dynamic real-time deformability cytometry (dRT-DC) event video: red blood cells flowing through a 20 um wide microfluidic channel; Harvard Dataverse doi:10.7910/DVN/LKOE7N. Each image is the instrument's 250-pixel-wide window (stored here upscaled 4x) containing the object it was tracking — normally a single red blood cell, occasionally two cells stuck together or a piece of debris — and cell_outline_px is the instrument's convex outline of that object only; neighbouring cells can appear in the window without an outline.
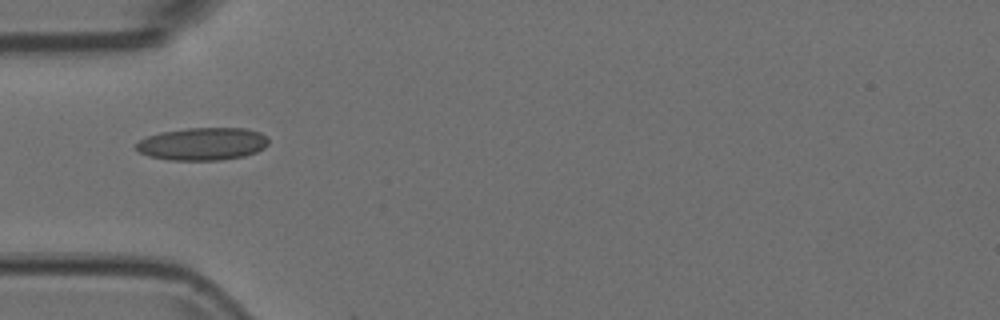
{"species": "Egyptian fruit bat (a non-hibernating species)", "species_latin": "Rousettus aegyptiacus", "temperature_condition": "room temperature", "stored_images_in_passage": 38, "camera_frame_rate_fps": 3000, "um_per_image_px": 0.085, "animal": {"sex": "female"}, "frame": {"image": 1, "passage_image": 1, "time_ms": 0.0, "image_size_px": [1000, 320], "cell_outline_px": [[268, 144], [264, 148], [256, 152], [244, 156], [220, 160], [168, 160], [152, 156], [140, 152], [136, 148], [136, 144], [140, 140], [148, 136], [160, 132], [188, 128], [244, 128], [260, 132], [268, 140]], "centroid_in_image_um": [17.23, 12.23], "position_along_channel_um": 67.8, "area_um2": 25.03}}
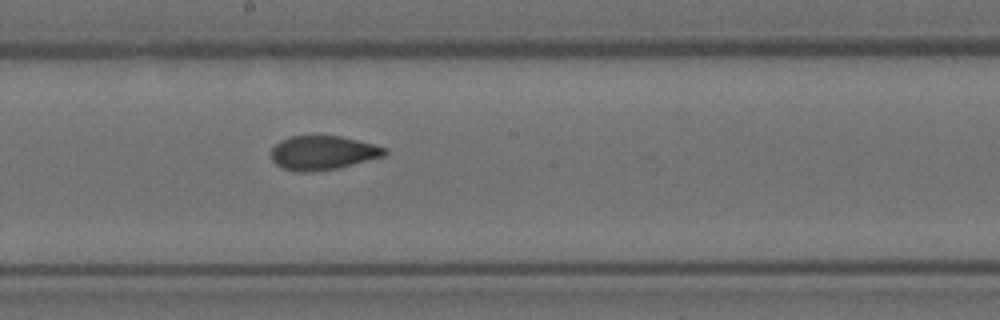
{"frame": {"image": 2, "passage_image": 13, "time_ms": 4.0, "image_size_px": [1000, 320], "cell_outline_px": [[388, 152], [384, 156], [336, 168], [312, 172], [296, 172], [284, 168], [276, 164], [272, 160], [272, 148], [280, 140], [288, 136], [340, 136], [388, 148]], "centroid_in_image_um": [27.42, 12.98], "position_along_channel_um": 220.8, "area_um2": 22.37}}
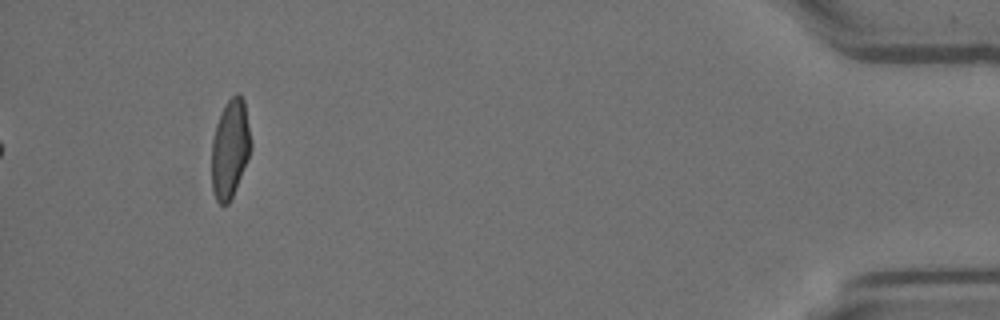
{"frame": {"image": 3, "passage_image": 34, "time_ms": 11.0, "image_size_px": [1000, 320], "cell_outline_px": [[252, 148], [232, 196], [228, 204], [220, 204], [216, 200], [212, 192], [212, 140], [216, 124], [228, 100], [236, 92], [240, 92], [244, 100], [252, 144]], "centroid_in_image_um": [19.56, 12.62], "position_along_channel_um": 415.6, "area_um2": 22.37}}